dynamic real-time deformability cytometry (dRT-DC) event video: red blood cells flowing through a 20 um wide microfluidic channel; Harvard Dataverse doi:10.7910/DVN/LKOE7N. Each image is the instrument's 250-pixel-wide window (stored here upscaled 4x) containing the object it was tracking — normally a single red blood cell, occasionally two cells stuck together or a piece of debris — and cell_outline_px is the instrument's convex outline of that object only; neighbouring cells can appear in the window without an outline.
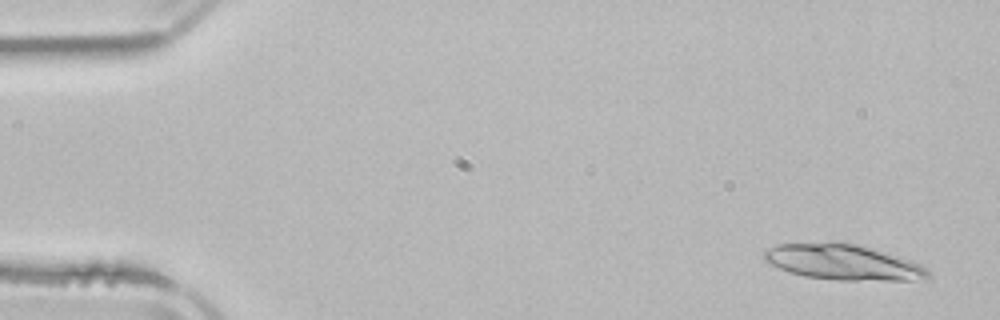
{"species": "common noctule bat (a hibernating species)", "species_latin": "Nyctalus noctula", "temperature_condition": "room temperature", "stored_images_in_passage": 4, "camera_frame_rate_fps": 3000, "um_per_image_px": 0.085, "animal": {"sex": "male", "body_mass_g": 21.5, "forearm_length_mm": 52.0}, "frame": {"image": 1, "passage_image": 1, "time_ms": 0.0, "image_size_px": [1000, 320], "cell_outline_px": [[932, 276], [916, 280], [836, 280], [804, 276], [788, 272], [764, 260], [764, 252], [768, 248], [776, 244], [836, 240], [860, 244], [912, 260], [928, 268]], "centroid_in_image_um": [71.67, 22.25], "position_along_channel_um": 13.3, "area_um2": 34.68}}